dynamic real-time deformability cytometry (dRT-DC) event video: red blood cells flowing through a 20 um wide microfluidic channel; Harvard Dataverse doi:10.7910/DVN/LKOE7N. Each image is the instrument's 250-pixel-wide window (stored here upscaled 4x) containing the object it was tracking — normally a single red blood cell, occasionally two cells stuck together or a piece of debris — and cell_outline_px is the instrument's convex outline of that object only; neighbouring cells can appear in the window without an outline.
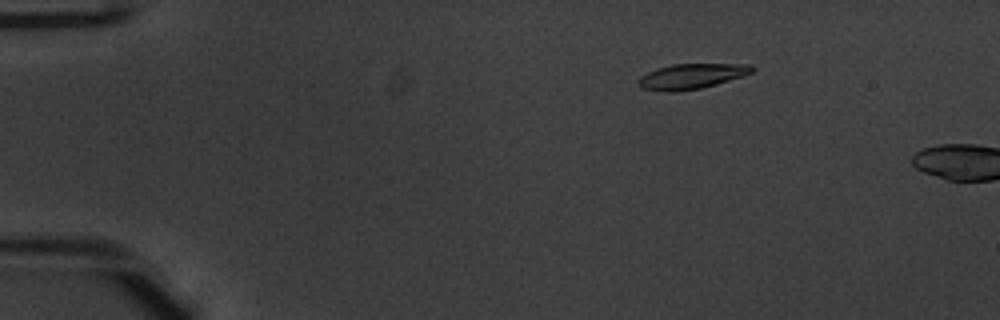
{"species": "common noctule bat (a hibernating species)", "species_latin": "Nyctalus noctula", "temperature_condition": "warm", "stored_images_in_passage": 4, "camera_frame_rate_fps": 3000, "um_per_image_px": 0.085, "animal": {"sex": "male", "body_mass_g": 20.1, "forearm_length_mm": 53.5}, "frame": {"image": 1, "passage_image": 1, "time_ms": 0.0, "image_size_px": [1000, 320], "cell_outline_px": [[756, 68], [752, 72], [744, 76], [716, 84], [700, 88], [676, 92], [668, 92], [644, 88], [636, 84], [636, 80], [640, 76], [656, 68], [672, 64], [752, 64]], "centroid_in_image_um": [58.77, 6.48], "position_along_channel_um": 26.2, "area_um2": 16.82}}